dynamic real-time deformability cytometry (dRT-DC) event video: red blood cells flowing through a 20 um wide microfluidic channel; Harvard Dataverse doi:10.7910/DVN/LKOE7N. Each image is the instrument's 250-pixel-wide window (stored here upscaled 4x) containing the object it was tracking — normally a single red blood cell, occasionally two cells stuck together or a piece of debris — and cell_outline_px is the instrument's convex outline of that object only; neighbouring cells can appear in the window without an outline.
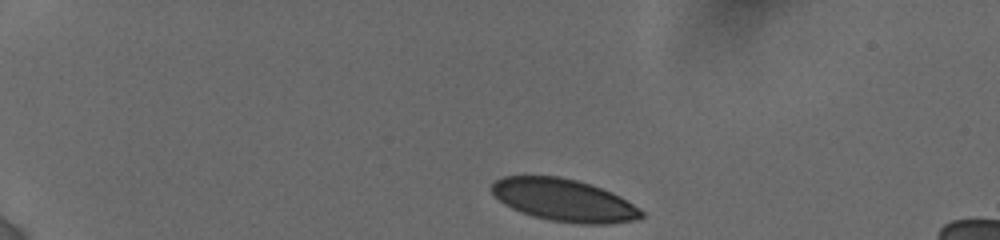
{"species": "human", "species_latin": "Homo sapiens", "temperature_condition": "cold", "stored_images_in_passage": 15, "camera_frame_rate_fps": 3000, "um_per_image_px": 0.085, "donor": {"sex": "female"}, "frame": {"image": 1, "passage_image": 1, "time_ms": 0.0, "image_size_px": [1000, 240], "cell_outline_px": [[644, 216], [640, 220], [608, 224], [580, 224], [548, 220], [532, 216], [520, 212], [504, 204], [492, 192], [492, 184], [496, 180], [504, 176], [556, 176], [576, 180], [612, 192], [620, 196], [640, 208], [644, 212]], "centroid_in_image_um": [47.98, 17.03], "position_along_channel_um": 37.0, "area_um2": 36.99}}